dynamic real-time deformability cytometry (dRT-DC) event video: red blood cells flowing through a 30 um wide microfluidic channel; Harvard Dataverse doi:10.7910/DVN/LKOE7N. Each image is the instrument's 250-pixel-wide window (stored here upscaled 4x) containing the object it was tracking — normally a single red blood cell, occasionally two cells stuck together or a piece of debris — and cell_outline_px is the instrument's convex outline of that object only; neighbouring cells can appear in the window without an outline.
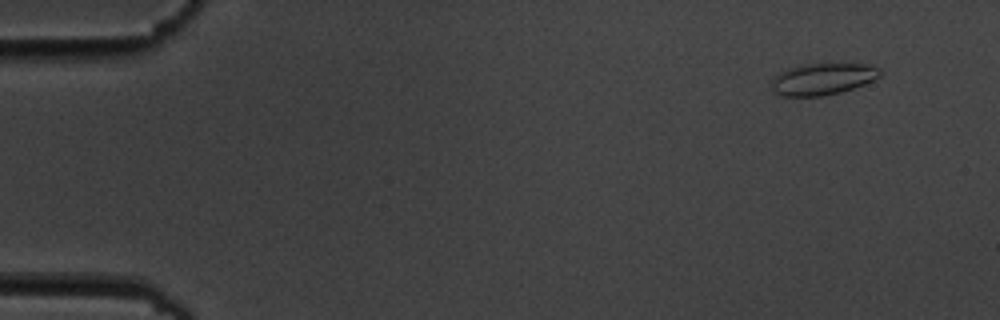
{"species": "common noctule bat (a hibernating species)", "species_latin": "Nyctalus noctula", "temperature_condition": "cold", "stored_images_in_passage": 5, "camera_frame_rate_fps": 3000, "um_per_image_px": 0.085, "animal": {"sex": "male", "body_mass_g": 19.5, "forearm_length_mm": 54.6}, "frame": {"image": 1, "passage_image": 2, "time_ms": 1.333, "image_size_px": [1000, 320], "cell_outline_px": [[880, 76], [864, 84], [840, 92], [824, 96], [780, 96], [772, 92], [772, 80], [780, 72], [788, 68], [800, 64], [868, 64], [880, 68]], "centroid_in_image_um": [69.89, 6.72], "position_along_channel_um": 15.1, "area_um2": 20.0}}
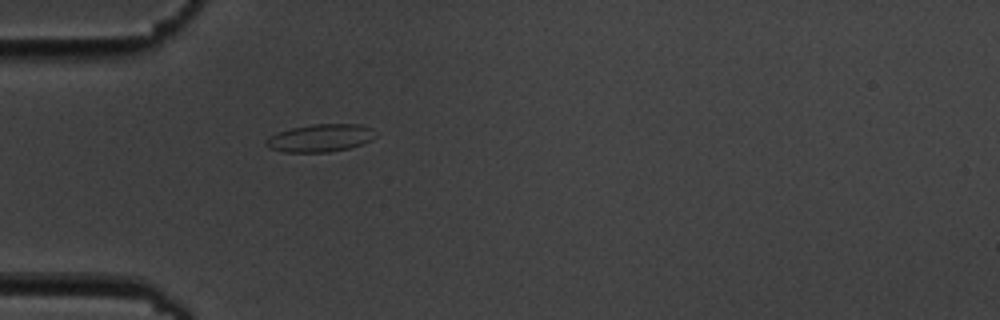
{"frame": {"image": 2, "passage_image": 5, "time_ms": 5.667, "image_size_px": [1000, 320], "cell_outline_px": [[376, 136], [372, 140], [348, 148], [328, 152], [284, 152], [268, 148], [264, 144], [264, 140], [276, 132], [292, 128], [312, 124], [360, 124], [372, 128]], "centroid_in_image_um": [27.19, 11.73], "position_along_channel_um": 57.8, "area_um2": 17.74}}